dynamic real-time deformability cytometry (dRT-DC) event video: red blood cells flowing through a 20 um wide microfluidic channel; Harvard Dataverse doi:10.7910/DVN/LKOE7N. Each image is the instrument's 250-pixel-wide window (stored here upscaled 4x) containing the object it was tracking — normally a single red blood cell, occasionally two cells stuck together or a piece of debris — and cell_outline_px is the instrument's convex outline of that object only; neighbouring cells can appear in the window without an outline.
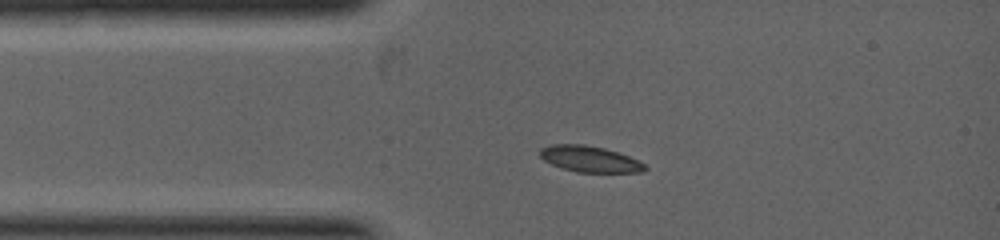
{"species": "common noctule bat (a hibernating species)", "species_latin": "Nyctalus noctula", "temperature_condition": "warm", "stored_images_in_passage": 6, "camera_frame_rate_fps": 5000, "um_per_image_px": 0.085, "animal": {"sex": "female", "body_mass_g": 19.0, "forearm_length_mm": 53.3}, "frame": {"image": 1, "passage_image": 4, "time_ms": 1.2, "image_size_px": [1000, 240], "cell_outline_px": [[648, 168], [644, 172], [576, 172], [560, 168], [544, 160], [540, 156], [540, 148], [552, 144], [584, 144], [604, 148], [640, 160]], "centroid_in_image_um": [50.13, 13.52], "position_along_channel_um": 34.9, "area_um2": 16.01}}
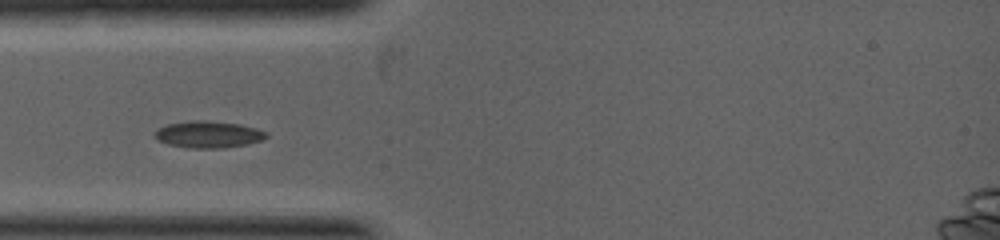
{"frame": {"image": 2, "passage_image": 5, "time_ms": 1.8, "image_size_px": [1000, 240], "cell_outline_px": [[268, 136], [260, 140], [244, 144], [224, 148], [188, 148], [168, 144], [156, 140], [156, 128], [168, 124], [192, 120], [208, 120], [240, 124], [256, 128], [268, 132]], "centroid_in_image_um": [17.69, 11.42], "position_along_channel_um": 67.3, "area_um2": 17.4}}